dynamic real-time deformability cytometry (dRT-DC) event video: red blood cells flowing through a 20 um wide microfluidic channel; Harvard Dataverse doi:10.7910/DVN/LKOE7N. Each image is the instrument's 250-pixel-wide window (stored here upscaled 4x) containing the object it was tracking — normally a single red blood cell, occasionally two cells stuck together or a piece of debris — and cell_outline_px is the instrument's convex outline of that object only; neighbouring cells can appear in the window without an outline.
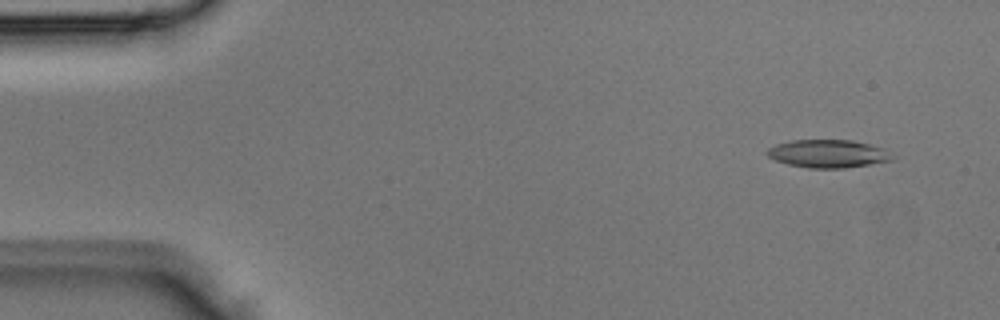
{"species": "Egyptian fruit bat (a non-hibernating species)", "species_latin": "Rousettus aegyptiacus", "temperature_condition": "room temperature", "stored_images_in_passage": 3, "camera_frame_rate_fps": 3000, "um_per_image_px": 0.085, "animal": {"sex": "male"}, "frame": {"image": 1, "passage_image": 1, "time_ms": 0.0, "image_size_px": [1000, 320], "cell_outline_px": [[892, 160], [844, 168], [808, 168], [788, 164], [776, 160], [768, 156], [764, 152], [768, 148], [776, 144], [792, 140], [852, 140], [884, 148], [892, 156]], "centroid_in_image_um": [70.34, 13.06], "position_along_channel_um": 14.7, "area_um2": 20.23}}